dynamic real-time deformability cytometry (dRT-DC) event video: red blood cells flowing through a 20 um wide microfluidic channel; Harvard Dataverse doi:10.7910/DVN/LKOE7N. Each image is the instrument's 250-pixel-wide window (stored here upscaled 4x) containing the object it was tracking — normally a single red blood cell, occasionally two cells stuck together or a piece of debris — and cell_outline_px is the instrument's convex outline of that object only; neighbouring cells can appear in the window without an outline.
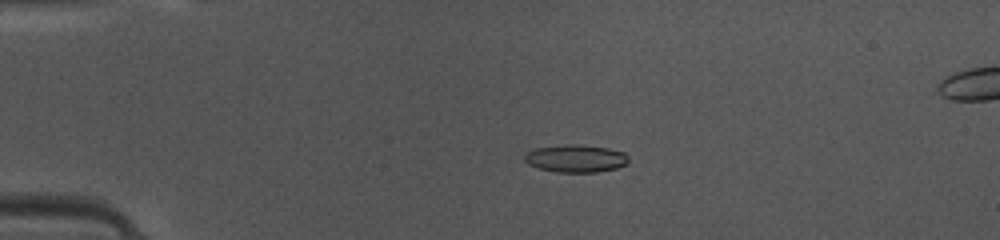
{"species": "common noctule bat (a hibernating species)", "species_latin": "Nyctalus noctula", "temperature_condition": "warm", "stored_images_in_passage": 49, "camera_frame_rate_fps": 3000, "um_per_image_px": 0.085, "animal": {"sex": "female", "body_mass_g": 10.0, "forearm_length_mm": 53.1}, "frame": {"image": 1, "passage_image": 12, "time_ms": 3.667, "image_size_px": [1000, 240], "cell_outline_px": [[628, 164], [616, 168], [596, 172], [556, 172], [540, 168], [528, 164], [524, 160], [524, 156], [528, 152], [536, 148], [564, 144], [576, 144], [608, 148], [624, 152], [628, 156]], "centroid_in_image_um": [48.96, 13.47], "position_along_channel_um": 36.0, "area_um2": 16.7}}
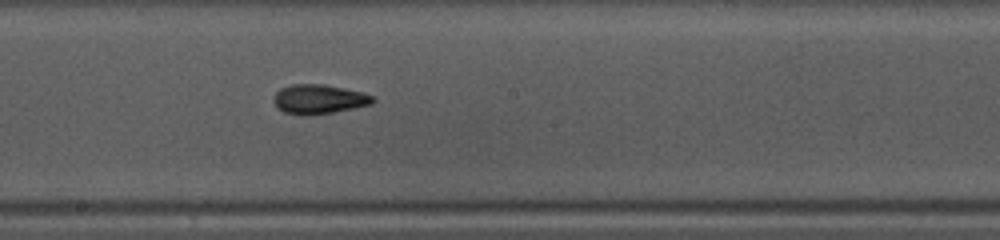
{"frame": {"image": 2, "passage_image": 28, "time_ms": 9.0, "image_size_px": [1000, 240], "cell_outline_px": [[376, 100], [372, 104], [312, 116], [300, 116], [284, 112], [276, 108], [272, 100], [276, 92], [280, 88], [292, 84], [324, 84], [344, 88], [376, 96]], "centroid_in_image_um": [27.07, 8.44], "position_along_channel_um": 221.1, "area_um2": 17.28}}
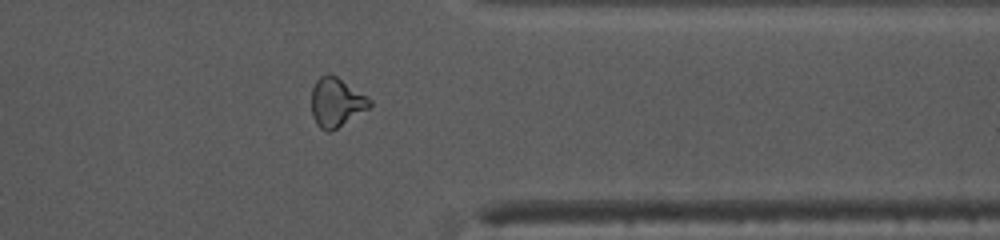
{"frame": {"image": 3, "passage_image": 40, "time_ms": 13.0, "image_size_px": [1000, 240], "cell_outline_px": [[372, 104], [368, 108], [336, 128], [328, 132], [320, 128], [316, 124], [312, 116], [312, 88], [316, 80], [320, 76], [328, 72], [336, 76], [372, 100]], "centroid_in_image_um": [28.55, 8.68], "position_along_channel_um": 382.8, "area_um2": 16.36}, "authors_computed_cell_mechanics": {"area_um2": 16.4152, "velocity_mm_per_s": 4.1679, "shape_relaxation_time_tau1_ms": 4.1873, "shape_relaxation_time_tau2_ms": 2.2042, "deformation_change_tau1": 0.1404, "deformation_change_tau2": 0.1022}}